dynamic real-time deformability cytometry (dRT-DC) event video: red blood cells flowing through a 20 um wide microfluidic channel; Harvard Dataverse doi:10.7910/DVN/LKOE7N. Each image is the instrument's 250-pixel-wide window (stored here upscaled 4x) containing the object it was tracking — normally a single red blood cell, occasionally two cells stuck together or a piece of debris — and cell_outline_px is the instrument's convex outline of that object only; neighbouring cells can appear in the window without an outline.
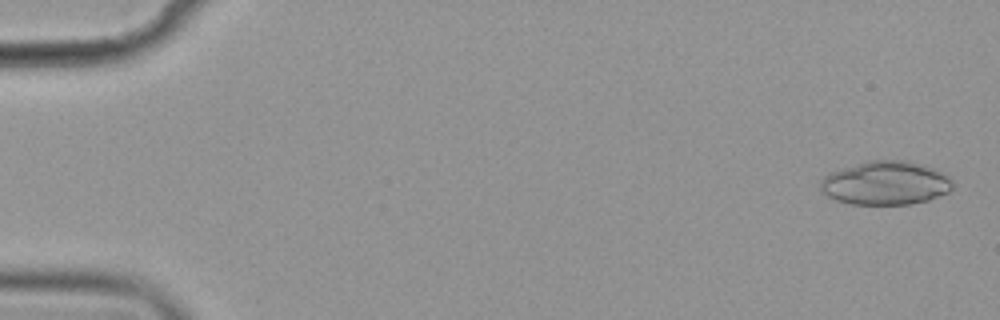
{"species": "common noctule bat (a hibernating species)", "species_latin": "Nyctalus noctula", "temperature_condition": "cold", "stored_images_in_passage": 56, "camera_frame_rate_fps": 3000, "um_per_image_px": 0.085, "animal": {"sex": "female", "body_mass_g": 19.9}, "frame": {"image": 1, "passage_image": 2, "time_ms": 0.333, "image_size_px": [1000, 320], "cell_outline_px": [[952, 188], [948, 192], [928, 200], [912, 204], [852, 204], [836, 200], [820, 192], [820, 180], [828, 172], [864, 160], [908, 160], [932, 168], [948, 176], [952, 180]], "centroid_in_image_um": [75.22, 15.55], "position_along_channel_um": 9.8, "area_um2": 33.93}}